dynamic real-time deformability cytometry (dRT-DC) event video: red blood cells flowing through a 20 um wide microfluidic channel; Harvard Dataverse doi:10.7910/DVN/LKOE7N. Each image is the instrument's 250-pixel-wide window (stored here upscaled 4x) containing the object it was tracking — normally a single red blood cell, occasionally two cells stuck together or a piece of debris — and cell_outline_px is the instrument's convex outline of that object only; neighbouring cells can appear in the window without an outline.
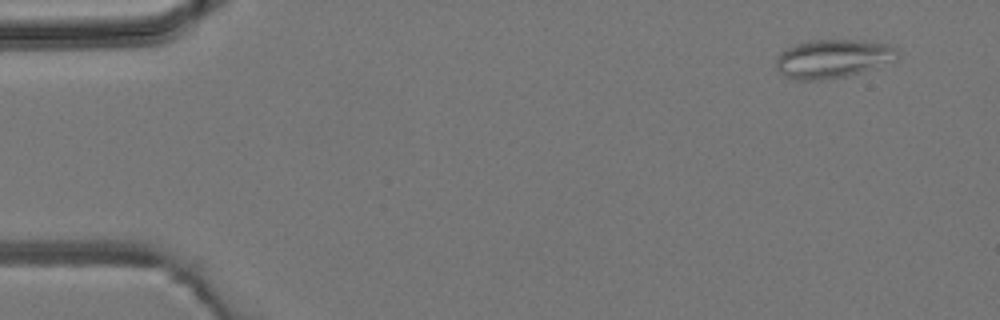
{"species": "common noctule bat (a hibernating species)", "species_latin": "Nyctalus noctula", "temperature_condition": "room temperature", "stored_images_in_passage": 4, "camera_frame_rate_fps": 3000, "um_per_image_px": 0.085, "animal": {"sex": "male", "body_mass_g": 19.2, "forearm_length_mm": 51.8}, "frame": {"image": 1, "passage_image": 1, "time_ms": 0.0, "image_size_px": [1000, 320], "cell_outline_px": [[900, 56], [896, 60], [876, 68], [844, 76], [820, 80], [796, 80], [784, 76], [776, 68], [776, 60], [780, 52], [796, 44], [812, 40], [856, 40], [888, 44], [896, 48], [900, 52]], "centroid_in_image_um": [70.82, 4.99], "position_along_channel_um": 14.2, "area_um2": 27.34}}